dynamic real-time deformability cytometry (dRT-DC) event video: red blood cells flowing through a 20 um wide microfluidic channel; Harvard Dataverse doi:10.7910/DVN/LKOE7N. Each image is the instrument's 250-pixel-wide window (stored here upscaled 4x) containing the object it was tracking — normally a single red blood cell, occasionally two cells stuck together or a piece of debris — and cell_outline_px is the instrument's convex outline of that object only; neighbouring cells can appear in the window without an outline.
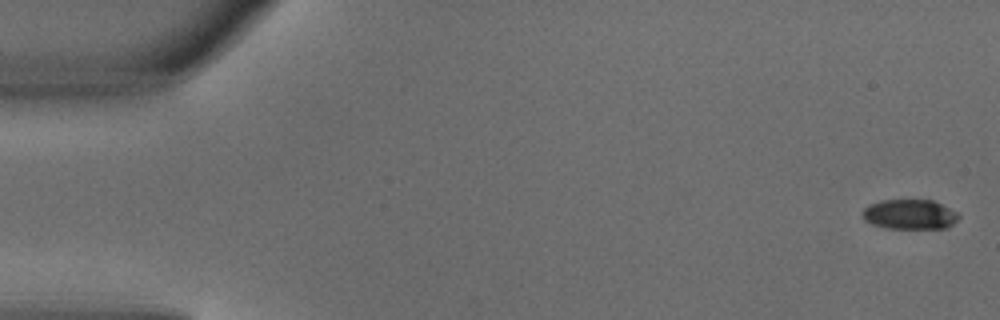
{"species": "common noctule bat (a hibernating species)", "species_latin": "Nyctalus noctula", "temperature_condition": "warm", "stored_images_in_passage": 3, "camera_frame_rate_fps": 3000, "um_per_image_px": 0.085, "animal": {"sex": "male", "body_mass_g": 18.8}, "frame": {"image": 1, "passage_image": 1, "time_ms": 0.0, "image_size_px": [1000, 320], "cell_outline_px": [[960, 216], [948, 228], [888, 228], [872, 224], [864, 220], [860, 212], [868, 204], [880, 200], [932, 200], [956, 212]], "centroid_in_image_um": [77.27, 18.22], "position_along_channel_um": 7.7, "area_um2": 16.7}}